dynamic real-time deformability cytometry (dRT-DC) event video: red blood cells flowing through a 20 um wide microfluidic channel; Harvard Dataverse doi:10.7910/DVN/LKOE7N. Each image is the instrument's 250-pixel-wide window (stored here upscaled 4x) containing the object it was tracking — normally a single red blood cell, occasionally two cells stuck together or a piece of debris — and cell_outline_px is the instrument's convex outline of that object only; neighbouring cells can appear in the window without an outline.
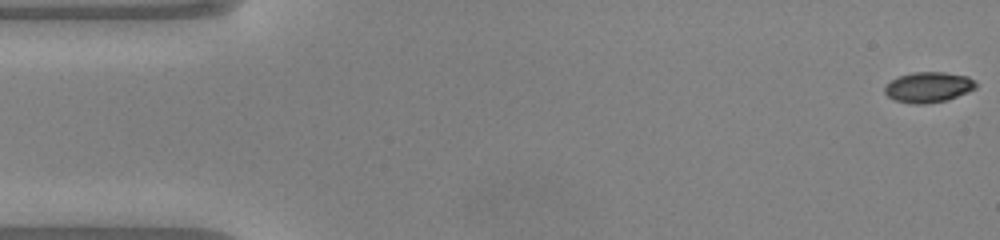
{"species": "common noctule bat (a hibernating species)", "species_latin": "Nyctalus noctula", "temperature_condition": "warm", "stored_images_in_passage": 49, "camera_frame_rate_fps": 3000, "um_per_image_px": 0.085, "animal": {"sex": "male", "body_mass_g": 20.0, "forearm_length_mm": 53.3}, "frame": {"image": 1, "passage_image": 1, "time_ms": 0.0, "image_size_px": [1000, 240], "cell_outline_px": [[976, 88], [968, 92], [948, 100], [924, 104], [912, 104], [896, 100], [888, 96], [884, 92], [884, 88], [892, 80], [900, 76], [912, 72], [944, 72], [968, 76], [976, 84]], "centroid_in_image_um": [78.93, 7.41], "position_along_channel_um": 6.1, "area_um2": 16.07}}
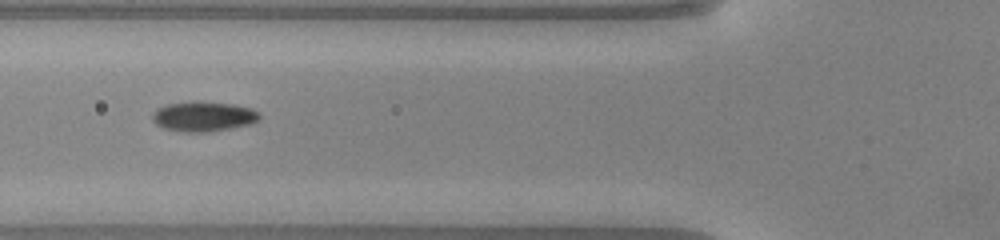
{"frame": {"image": 2, "passage_image": 18, "time_ms": 5.667, "image_size_px": [1000, 240], "cell_outline_px": [[260, 120], [252, 124], [204, 132], [184, 132], [164, 128], [156, 124], [152, 120], [152, 112], [156, 108], [168, 104], [196, 100], [232, 104], [252, 108], [260, 112]], "centroid_in_image_um": [17.29, 9.88], "position_along_channel_um": 108.5, "area_um2": 18.9}}
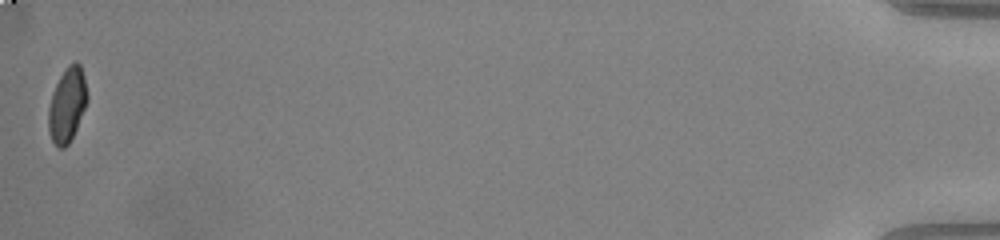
{"frame": {"image": 3, "passage_image": 49, "time_ms": 16.0, "image_size_px": [1000, 240], "cell_outline_px": [[88, 100], [76, 128], [68, 144], [64, 148], [60, 148], [52, 140], [48, 128], [48, 108], [52, 92], [60, 76], [68, 64], [76, 60], [80, 64], [84, 76], [88, 96]], "centroid_in_image_um": [5.71, 8.87], "position_along_channel_um": 429.5, "area_um2": 16.76}, "authors_computed_cell_mechanics": {"area_um2": 17.1088, "velocity_mm_per_s": 4.113, "shape_relaxation_time_tau1_ms": 4.1726, "shape_relaxation_time_tau2_ms": null, "deformation_change_tau1": 0.1639, "deformation_change_tau2": null}}